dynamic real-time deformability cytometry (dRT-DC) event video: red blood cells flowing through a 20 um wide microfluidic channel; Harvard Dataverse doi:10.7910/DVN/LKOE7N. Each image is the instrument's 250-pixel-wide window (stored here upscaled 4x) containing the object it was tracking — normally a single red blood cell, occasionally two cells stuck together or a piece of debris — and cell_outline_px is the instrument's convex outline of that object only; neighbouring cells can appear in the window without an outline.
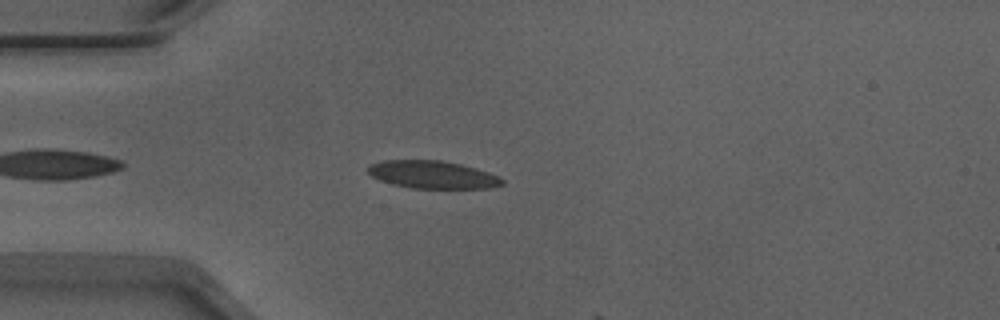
{"species": "Egyptian fruit bat (a non-hibernating species)", "species_latin": "Rousettus aegyptiacus", "temperature_condition": "warm", "stored_images_in_passage": 7, "camera_frame_rate_fps": 3000, "um_per_image_px": 0.085, "animal": {"sex": "male"}, "frame": {"image": 1, "passage_image": 5, "time_ms": 1.333, "image_size_px": [1000, 320], "cell_outline_px": [[504, 184], [492, 188], [412, 188], [392, 184], [380, 180], [372, 176], [368, 172], [368, 164], [384, 160], [444, 160], [476, 168], [500, 176], [504, 180]], "centroid_in_image_um": [36.79, 14.84], "position_along_channel_um": 48.2, "area_um2": 21.79}}